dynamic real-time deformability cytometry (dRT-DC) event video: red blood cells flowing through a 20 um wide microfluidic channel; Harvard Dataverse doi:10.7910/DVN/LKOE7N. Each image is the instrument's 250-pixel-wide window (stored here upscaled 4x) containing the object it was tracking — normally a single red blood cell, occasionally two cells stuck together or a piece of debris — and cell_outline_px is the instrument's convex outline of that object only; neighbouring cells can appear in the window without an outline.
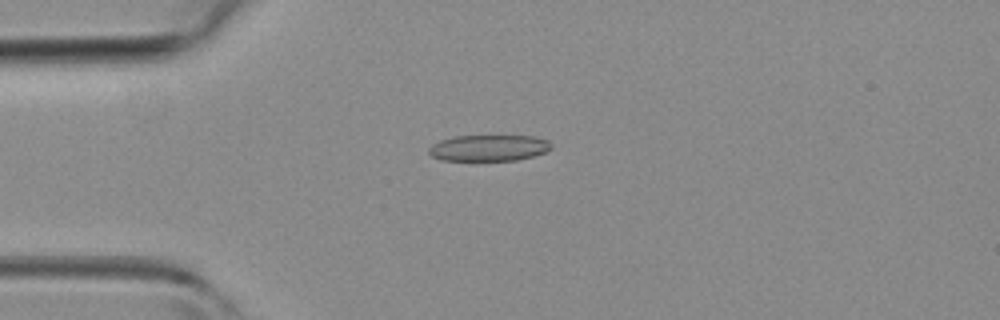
{"species": "common noctule bat (a hibernating species)", "species_latin": "Nyctalus noctula", "temperature_condition": "room temperature", "stored_images_in_passage": 33, "camera_frame_rate_fps": 3000, "um_per_image_px": 0.085, "animal": {"sex": "female", "body_mass_g": 19.3, "forearm_length_mm": 54.1}, "frame": {"image": 1, "passage_image": 2, "time_ms": 0.333, "image_size_px": [1000, 320], "cell_outline_px": [[552, 148], [544, 152], [532, 156], [516, 160], [440, 160], [432, 156], [428, 152], [428, 148], [432, 144], [440, 140], [452, 136], [532, 136], [548, 140], [552, 144]], "centroid_in_image_um": [41.52, 12.57], "position_along_channel_um": 43.5, "area_um2": 18.67}}
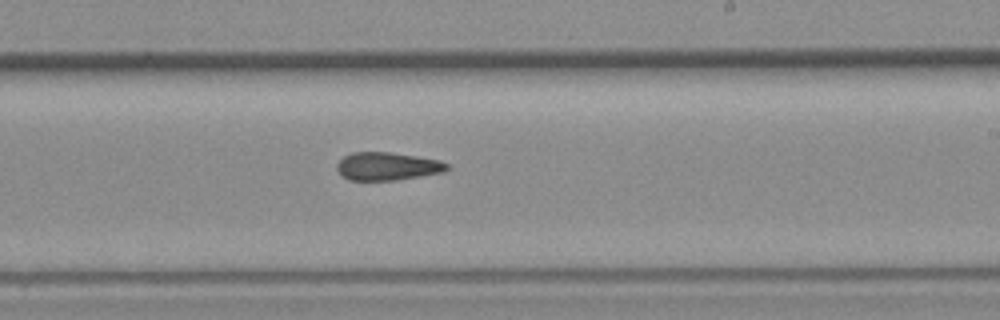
{"frame": {"image": 2, "passage_image": 17, "time_ms": 5.333, "image_size_px": [1000, 320], "cell_outline_px": [[448, 168], [444, 172], [396, 180], [348, 180], [340, 176], [336, 168], [336, 164], [344, 156], [352, 152], [388, 152], [440, 160], [448, 164]], "centroid_in_image_um": [32.88, 14.14], "position_along_channel_um": 256.1, "area_um2": 17.98}}
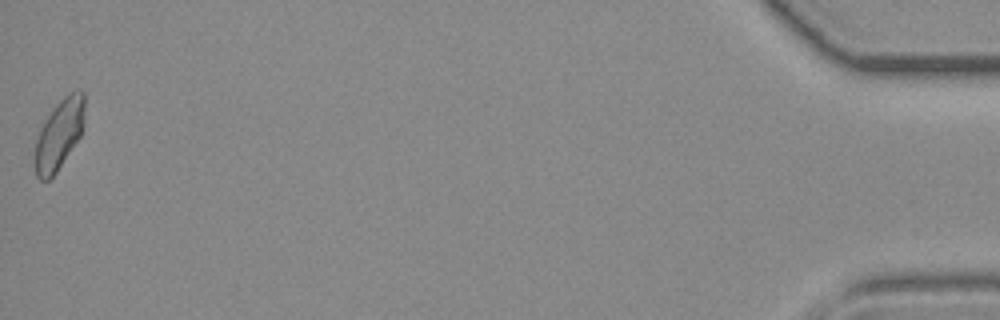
{"frame": {"image": 3, "passage_image": 33, "time_ms": 10.667, "image_size_px": [1000, 320], "cell_outline_px": [[84, 128], [80, 136], [56, 172], [48, 180], [40, 180], [36, 176], [36, 140], [40, 128], [56, 104], [64, 96], [72, 92], [84, 92]], "centroid_in_image_um": [5.04, 11.42], "position_along_channel_um": 430.2, "area_um2": 19.77}}